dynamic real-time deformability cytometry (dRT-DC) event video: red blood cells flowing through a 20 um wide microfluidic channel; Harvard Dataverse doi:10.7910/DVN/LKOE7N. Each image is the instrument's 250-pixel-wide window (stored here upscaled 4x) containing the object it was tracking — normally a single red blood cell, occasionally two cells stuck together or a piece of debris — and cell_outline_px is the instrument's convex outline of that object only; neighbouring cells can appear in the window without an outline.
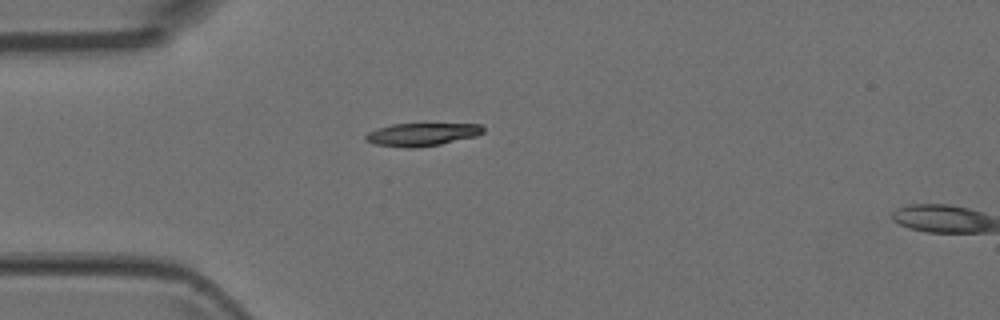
{"species": "Egyptian fruit bat (a non-hibernating species)", "species_latin": "Rousettus aegyptiacus", "temperature_condition": "room temperature", "stored_images_in_passage": 2, "camera_frame_rate_fps": 3000, "um_per_image_px": 0.085, "animal": {"sex": "female"}, "frame": {"image": 1, "passage_image": 1, "time_ms": 0.0, "image_size_px": [1000, 320], "cell_outline_px": [[484, 132], [476, 136], [440, 144], [412, 148], [404, 148], [376, 144], [364, 140], [364, 136], [368, 132], [376, 128], [392, 124], [480, 124], [484, 128]], "centroid_in_image_um": [35.83, 11.42], "position_along_channel_um": 49.2, "area_um2": 15.66}}